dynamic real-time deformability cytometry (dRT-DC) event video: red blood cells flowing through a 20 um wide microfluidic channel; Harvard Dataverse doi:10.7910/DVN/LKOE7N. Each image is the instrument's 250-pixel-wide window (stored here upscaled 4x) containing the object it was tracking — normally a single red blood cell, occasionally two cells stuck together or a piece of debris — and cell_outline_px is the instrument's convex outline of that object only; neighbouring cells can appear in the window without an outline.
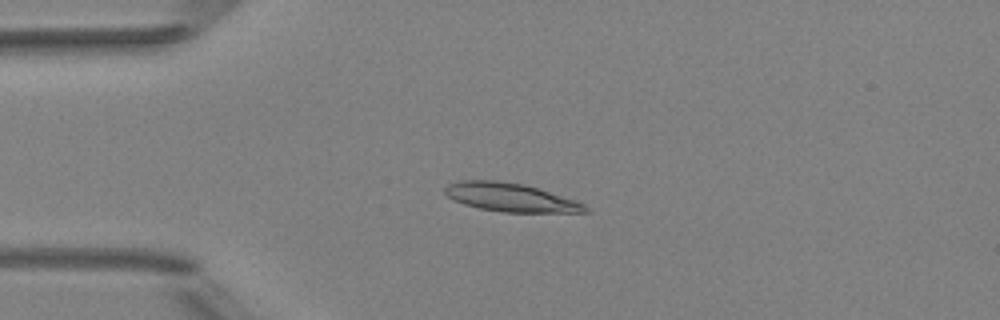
{"species": "Egyptian fruit bat (a non-hibernating species)", "species_latin": "Rousettus aegyptiacus", "temperature_condition": "room temperature", "stored_images_in_passage": 4, "camera_frame_rate_fps": 3000, "um_per_image_px": 0.085, "animal": {"sex": "female"}, "frame": {"image": 1, "passage_image": 2, "time_ms": 2.0, "image_size_px": [1000, 320], "cell_outline_px": [[592, 212], [504, 212], [480, 208], [464, 204], [452, 200], [444, 192], [444, 188], [448, 184], [460, 180], [496, 180], [524, 184], [576, 200], [584, 204]], "centroid_in_image_um": [43.38, 16.77], "position_along_channel_um": 41.6, "area_um2": 23.24}}
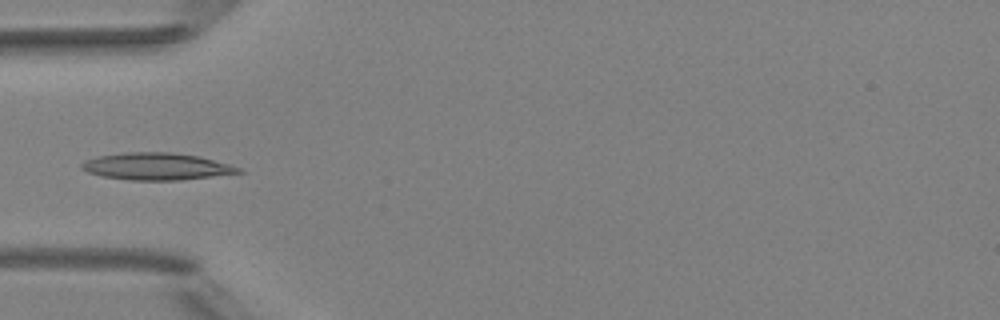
{"frame": {"image": 2, "passage_image": 3, "time_ms": 3.333, "image_size_px": [1000, 320], "cell_outline_px": [[244, 172], [180, 180], [128, 180], [100, 176], [88, 172], [80, 168], [80, 164], [88, 160], [100, 156], [128, 152], [172, 152], [200, 156], [228, 164], [240, 168]], "centroid_in_image_um": [13.3, 14.15], "position_along_channel_um": 71.7, "area_um2": 24.57}}
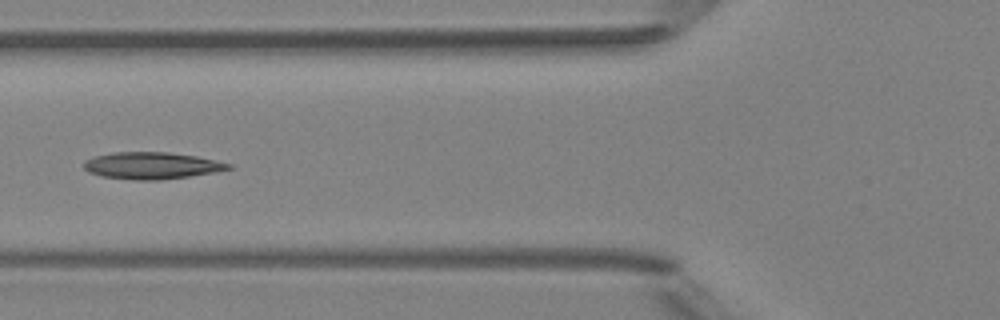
{"frame": {"image": 3, "passage_image": 4, "time_ms": 4.333, "image_size_px": [1000, 320], "cell_outline_px": [[232, 168], [216, 172], [160, 180], [132, 180], [100, 176], [88, 172], [84, 168], [84, 160], [96, 156], [112, 152], [168, 152], [196, 156], [232, 164]], "centroid_in_image_um": [12.87, 14.08], "position_along_channel_um": 112.9, "area_um2": 22.66}}